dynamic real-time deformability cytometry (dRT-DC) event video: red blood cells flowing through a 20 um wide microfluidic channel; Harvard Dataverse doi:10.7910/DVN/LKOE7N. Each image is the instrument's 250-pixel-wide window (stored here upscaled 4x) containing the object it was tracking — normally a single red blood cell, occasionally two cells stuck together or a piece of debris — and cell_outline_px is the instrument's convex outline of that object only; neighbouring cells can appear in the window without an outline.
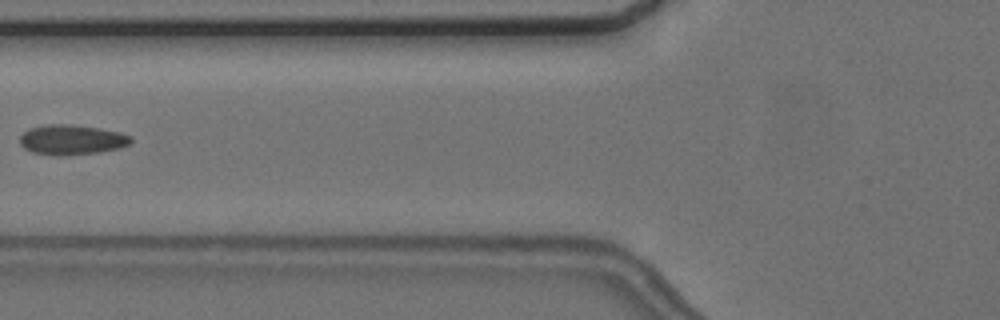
{"species": "common noctule bat (a hibernating species)", "species_latin": "Nyctalus noctula", "temperature_condition": "cold", "stored_images_in_passage": 8, "camera_frame_rate_fps": 3000, "um_per_image_px": 0.085, "animal": {"sex": "female", "body_mass_g": 24.6, "forearm_length_mm": 56.2}, "frame": {"image": 1, "passage_image": 7, "time_ms": 7.333, "image_size_px": [1000, 320], "cell_outline_px": [[132, 144], [120, 148], [100, 152], [64, 156], [56, 156], [32, 152], [24, 148], [20, 144], [20, 136], [28, 128], [48, 124], [68, 124], [100, 128], [120, 132], [132, 136]], "centroid_in_image_um": [6.12, 11.88], "position_along_channel_um": 119.7, "area_um2": 19.71}}
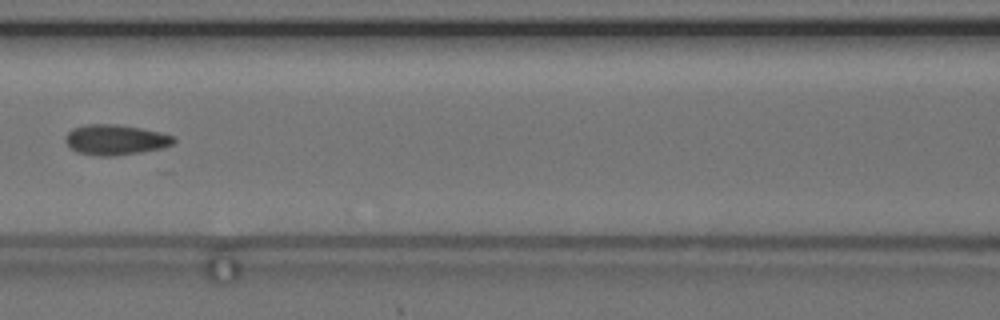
{"frame": {"image": 2, "passage_image": 8, "time_ms": 8.333, "image_size_px": [1000, 320], "cell_outline_px": [[176, 140], [172, 144], [160, 148], [140, 152], [112, 156], [100, 156], [76, 152], [64, 140], [68, 132], [72, 128], [84, 124], [116, 124], [140, 128], [160, 132], [176, 136]], "centroid_in_image_um": [9.81, 11.87], "position_along_channel_um": 156.8, "area_um2": 19.07}}